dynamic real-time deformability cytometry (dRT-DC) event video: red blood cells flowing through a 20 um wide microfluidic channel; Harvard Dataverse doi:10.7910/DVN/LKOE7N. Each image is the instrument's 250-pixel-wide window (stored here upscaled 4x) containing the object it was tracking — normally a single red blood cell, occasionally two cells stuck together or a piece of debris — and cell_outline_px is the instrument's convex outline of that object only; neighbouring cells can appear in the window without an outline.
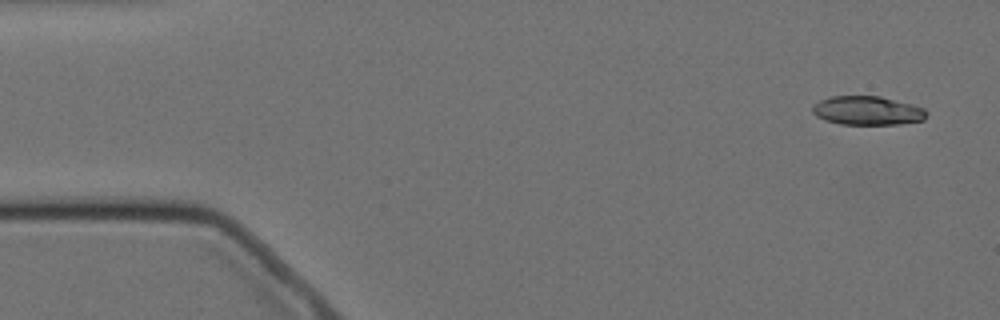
{"species": "Egyptian fruit bat (a non-hibernating species)", "species_latin": "Rousettus aegyptiacus", "temperature_condition": "cold", "stored_images_in_passage": 8, "camera_frame_rate_fps": 3000, "um_per_image_px": 0.085, "animal": {"sex": "female"}, "frame": {"image": 1, "passage_image": 1, "time_ms": 0.0, "image_size_px": [1000, 320], "cell_outline_px": [[928, 112], [924, 120], [900, 124], [840, 124], [824, 120], [816, 116], [812, 112], [812, 104], [820, 100], [832, 96], [880, 96], [912, 104], [924, 108]], "centroid_in_image_um": [73.72, 9.4], "position_along_channel_um": 11.3, "area_um2": 19.31}}
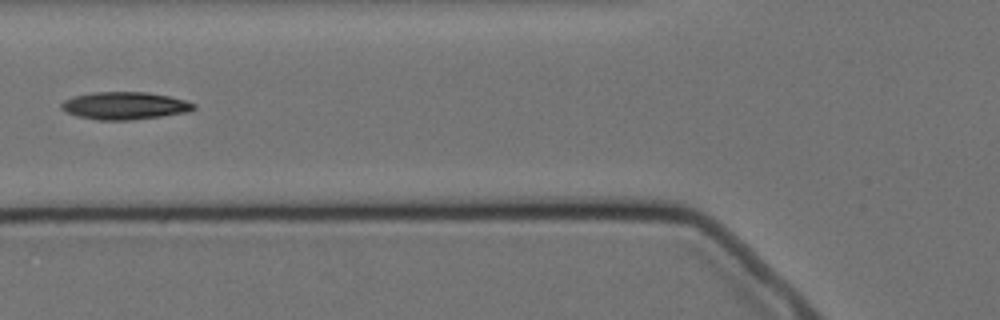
{"frame": {"image": 2, "passage_image": 6, "time_ms": 6.0, "image_size_px": [1000, 320], "cell_outline_px": [[196, 108], [188, 112], [160, 116], [128, 120], [96, 120], [76, 116], [60, 108], [60, 104], [64, 100], [72, 96], [92, 92], [148, 92], [168, 96], [184, 100], [196, 104]], "centroid_in_image_um": [10.57, 8.98], "position_along_channel_um": 115.2, "area_um2": 21.27}}
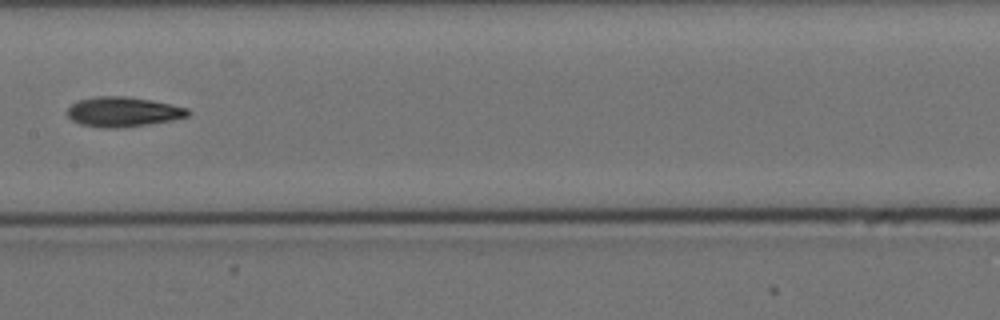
{"frame": {"image": 3, "passage_image": 8, "time_ms": 8.333, "image_size_px": [1000, 320], "cell_outline_px": [[192, 112], [188, 116], [172, 120], [148, 124], [120, 128], [100, 128], [80, 124], [72, 120], [68, 116], [68, 108], [72, 104], [80, 100], [96, 96], [124, 96], [152, 100], [188, 108]], "centroid_in_image_um": [10.47, 9.51], "position_along_channel_um": 196.9, "area_um2": 20.98}}